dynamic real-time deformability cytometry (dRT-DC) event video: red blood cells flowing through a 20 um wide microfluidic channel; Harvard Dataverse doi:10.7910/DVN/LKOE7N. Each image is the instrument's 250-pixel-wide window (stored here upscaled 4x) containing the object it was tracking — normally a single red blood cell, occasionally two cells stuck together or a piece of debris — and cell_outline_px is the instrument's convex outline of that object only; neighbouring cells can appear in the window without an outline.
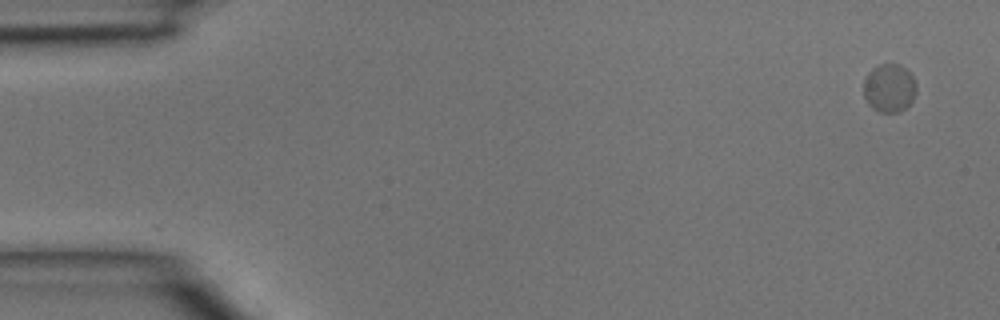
{"species": "common noctule bat (a hibernating species)", "species_latin": "Nyctalus noctula", "temperature_condition": "room temperature", "stored_images_in_passage": 3, "camera_frame_rate_fps": 3000, "um_per_image_px": 0.085, "animal": {"sex": "male", "body_mass_g": 15.6}, "frame": {"image": 1, "passage_image": 1, "time_ms": 0.0, "image_size_px": [1000, 320], "cell_outline_px": [[916, 92], [912, 100], [900, 112], [880, 112], [872, 108], [868, 104], [864, 96], [864, 76], [876, 64], [900, 64], [916, 80]], "centroid_in_image_um": [75.57, 7.47], "position_along_channel_um": 9.4, "area_um2": 14.97}}